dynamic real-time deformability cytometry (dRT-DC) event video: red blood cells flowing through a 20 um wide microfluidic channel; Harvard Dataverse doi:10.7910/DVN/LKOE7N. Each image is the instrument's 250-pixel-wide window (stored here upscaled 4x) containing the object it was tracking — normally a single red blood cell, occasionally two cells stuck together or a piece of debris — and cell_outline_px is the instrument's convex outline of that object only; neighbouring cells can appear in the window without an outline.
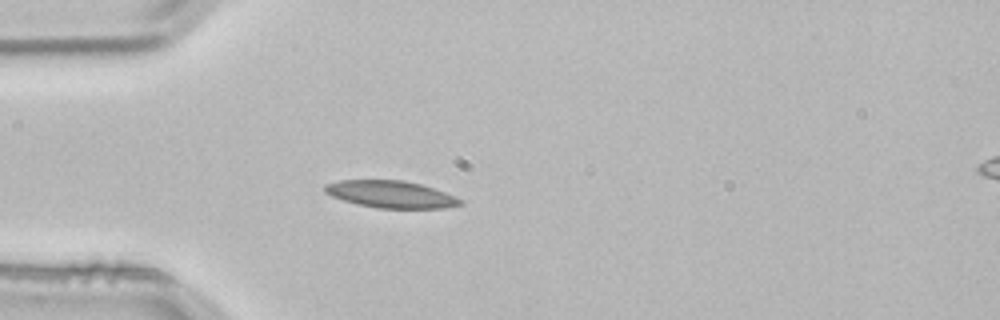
{"species": "common noctule bat (a hibernating species)", "species_latin": "Nyctalus noctula", "temperature_condition": "room temperature", "stored_images_in_passage": 5, "segment_of_instrument_passage": [1, 2], "camera_frame_rate_fps": 3000, "um_per_image_px": 0.085, "animal": {"sex": "male", "body_mass_g": 21.5, "forearm_length_mm": 52.0}, "frame": {"image": 1, "passage_image": 4, "time_ms": 1.0, "image_size_px": [1000, 320], "cell_outline_px": [[464, 204], [444, 208], [376, 208], [356, 204], [332, 196], [324, 192], [324, 184], [340, 180], [404, 180], [420, 184], [444, 192], [464, 200]], "centroid_in_image_um": [33.21, 16.52], "position_along_channel_um": 51.8, "area_um2": 21.39}}